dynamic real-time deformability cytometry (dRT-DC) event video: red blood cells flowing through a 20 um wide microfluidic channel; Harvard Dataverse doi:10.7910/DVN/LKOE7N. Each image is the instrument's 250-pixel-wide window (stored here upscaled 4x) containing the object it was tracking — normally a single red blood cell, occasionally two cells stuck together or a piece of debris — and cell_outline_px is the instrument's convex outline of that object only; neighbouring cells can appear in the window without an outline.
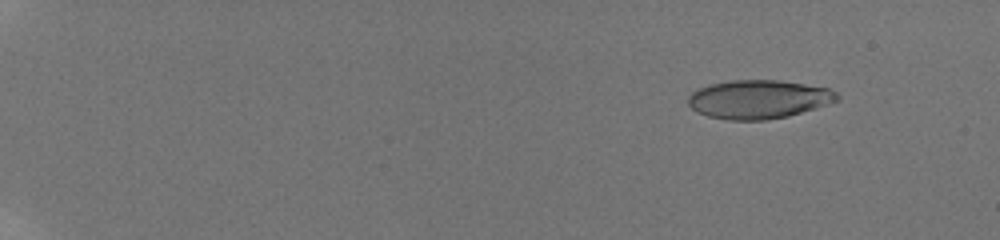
{"species": "human", "species_latin": "Homo sapiens", "temperature_condition": "room temperature", "stored_images_in_passage": 22, "camera_frame_rate_fps": 3000, "um_per_image_px": 0.085, "donor": {"sex": "male"}, "frame": {"image": 1, "passage_image": 7, "time_ms": 2.333, "image_size_px": [1000, 240], "cell_outline_px": [[840, 100], [816, 108], [788, 116], [764, 120], [728, 120], [708, 116], [696, 112], [688, 104], [688, 96], [692, 92], [700, 88], [712, 84], [732, 80], [780, 80], [828, 88], [836, 92], [840, 96]], "centroid_in_image_um": [64.49, 8.44], "position_along_channel_um": 20.5, "area_um2": 33.52}}
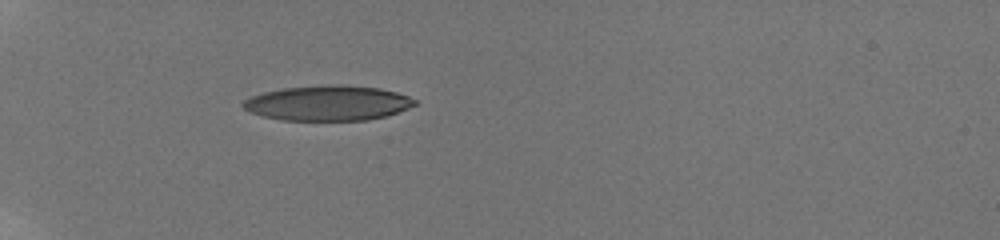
{"frame": {"image": 2, "passage_image": 18, "time_ms": 7.0, "image_size_px": [1000, 240], "cell_outline_px": [[416, 104], [408, 108], [384, 116], [368, 120], [280, 120], [264, 116], [252, 112], [244, 108], [240, 104], [244, 100], [252, 96], [264, 92], [280, 88], [324, 84], [336, 84], [380, 88], [396, 92], [408, 96], [416, 100]], "centroid_in_image_um": [27.85, 8.75], "position_along_channel_um": 57.2, "area_um2": 35.08}}